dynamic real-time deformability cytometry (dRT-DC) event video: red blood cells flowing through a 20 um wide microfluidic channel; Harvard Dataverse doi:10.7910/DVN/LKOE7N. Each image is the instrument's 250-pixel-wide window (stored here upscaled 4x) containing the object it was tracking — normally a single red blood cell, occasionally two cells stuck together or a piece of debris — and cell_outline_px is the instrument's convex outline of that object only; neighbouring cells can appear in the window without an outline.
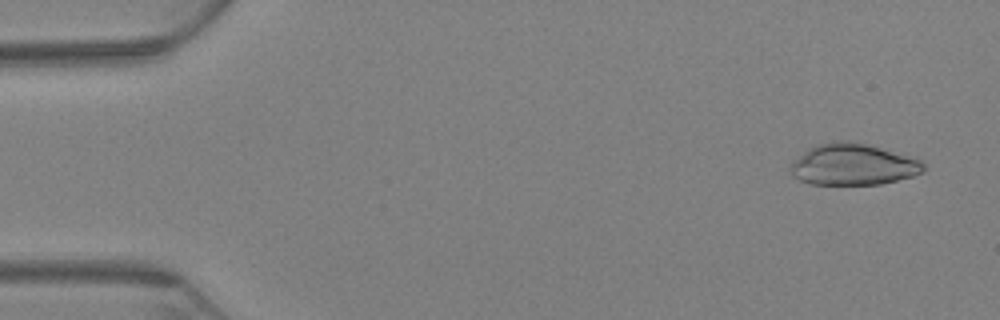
{"species": "Egyptian fruit bat (a non-hibernating species)", "species_latin": "Rousettus aegyptiacus", "temperature_condition": "warm", "stored_images_in_passage": 7, "camera_frame_rate_fps": 3000, "um_per_image_px": 0.085, "animal": {"sex": "female"}, "frame": {"image": 1, "passage_image": 4, "time_ms": 1.0, "image_size_px": [1000, 320], "cell_outline_px": [[924, 172], [912, 176], [880, 184], [812, 184], [800, 180], [792, 176], [788, 168], [792, 160], [808, 148], [816, 144], [832, 140], [852, 140], [916, 156], [924, 164]], "centroid_in_image_um": [72.5, 13.95], "position_along_channel_um": 12.5, "area_um2": 32.83}}